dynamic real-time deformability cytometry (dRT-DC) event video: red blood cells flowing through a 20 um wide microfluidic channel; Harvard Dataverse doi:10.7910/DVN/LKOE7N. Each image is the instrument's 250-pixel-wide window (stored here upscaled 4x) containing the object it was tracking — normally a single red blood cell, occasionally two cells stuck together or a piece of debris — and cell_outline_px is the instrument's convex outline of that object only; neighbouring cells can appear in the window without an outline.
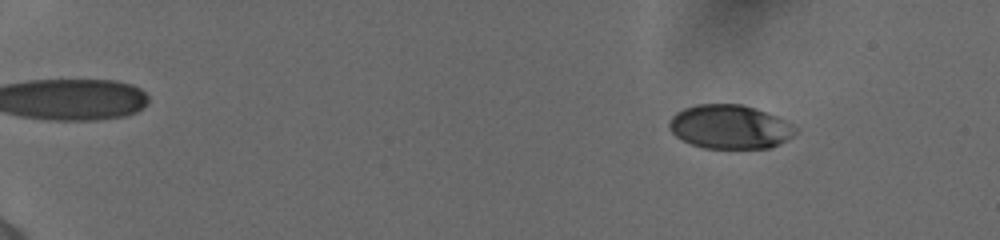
{"species": "human", "species_latin": "Homo sapiens", "temperature_condition": "cold", "stored_images_in_passage": 48, "camera_frame_rate_fps": 3000, "um_per_image_px": 0.085, "donor": {"sex": "female"}, "frame": {"image": 1, "passage_image": 7, "time_ms": 2.333, "image_size_px": [1000, 240], "cell_outline_px": [[800, 128], [788, 140], [780, 144], [768, 148], [704, 148], [680, 140], [668, 128], [668, 120], [676, 112], [684, 108], [696, 104], [740, 104], [756, 108], [796, 124]], "centroid_in_image_um": [62.06, 10.78], "position_along_channel_um": 22.9, "area_um2": 32.77}}
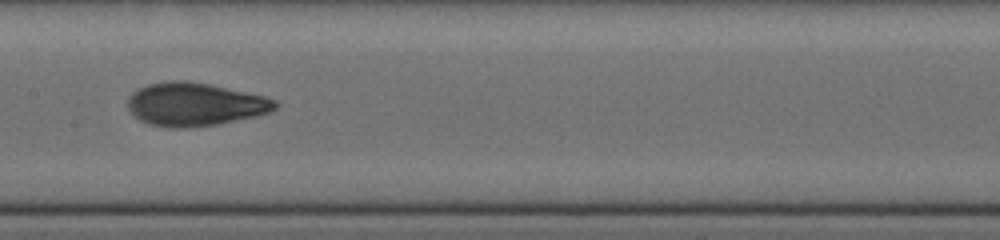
{"frame": {"image": 2, "passage_image": 29, "time_ms": 10.333, "image_size_px": [1000, 240], "cell_outline_px": [[280, 104], [276, 108], [268, 112], [256, 116], [216, 124], [184, 128], [168, 128], [148, 124], [140, 120], [128, 108], [128, 96], [132, 92], [148, 84], [172, 80], [184, 80], [208, 84], [264, 96], [276, 100]], "centroid_in_image_um": [16.55, 8.87], "position_along_channel_um": 190.9, "area_um2": 36.93}}
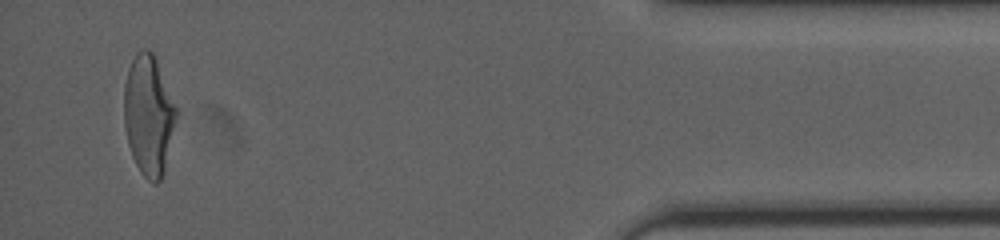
{"frame": {"image": 3, "passage_image": 48, "time_ms": 17.667, "image_size_px": [1000, 240], "cell_outline_px": [[180, 112], [164, 168], [160, 180], [156, 184], [152, 184], [140, 172], [132, 156], [128, 144], [124, 124], [124, 84], [128, 68], [136, 52], [140, 48], [148, 48], [152, 52], [156, 60]], "centroid_in_image_um": [12.65, 9.77], "position_along_channel_um": 422.6, "area_um2": 37.05}, "authors_computed_cell_mechanics": {"area_um2": 34.9401, "velocity_mm_per_s": 3.9001, "shape_relaxation_time_tau1_ms": 4.2278, "shape_relaxation_time_tau2_ms": 1.0891, "deformation_change_tau1": 0.1731, "deformation_change_tau2": 0.0716}}